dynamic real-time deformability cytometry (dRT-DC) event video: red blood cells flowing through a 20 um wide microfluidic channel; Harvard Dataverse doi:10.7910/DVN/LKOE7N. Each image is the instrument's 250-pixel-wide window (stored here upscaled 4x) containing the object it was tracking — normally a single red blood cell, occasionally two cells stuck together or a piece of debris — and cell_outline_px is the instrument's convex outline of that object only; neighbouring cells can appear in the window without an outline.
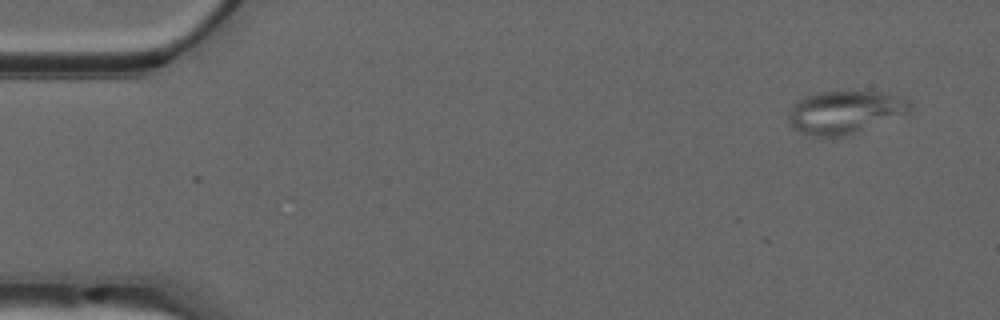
{"species": "common noctule bat (a hibernating species)", "species_latin": "Nyctalus noctula", "temperature_condition": "warm", "stored_images_in_passage": 4, "camera_frame_rate_fps": 3000, "um_per_image_px": 0.085, "animal": {"sex": "male", "forearm_length_mm": 52.5}, "frame": {"image": 1, "passage_image": 1, "time_ms": 0.0, "image_size_px": [1000, 320], "cell_outline_px": [[108, 300], [92, 304], [60, 304], [52, 300], [56, 276], [64, 272], [92, 264], [104, 280], [108, 296]], "centroid_in_image_um": [6.81, 24.39], "position_along_channel_um": 78.2, "area_um2": 12.37}}